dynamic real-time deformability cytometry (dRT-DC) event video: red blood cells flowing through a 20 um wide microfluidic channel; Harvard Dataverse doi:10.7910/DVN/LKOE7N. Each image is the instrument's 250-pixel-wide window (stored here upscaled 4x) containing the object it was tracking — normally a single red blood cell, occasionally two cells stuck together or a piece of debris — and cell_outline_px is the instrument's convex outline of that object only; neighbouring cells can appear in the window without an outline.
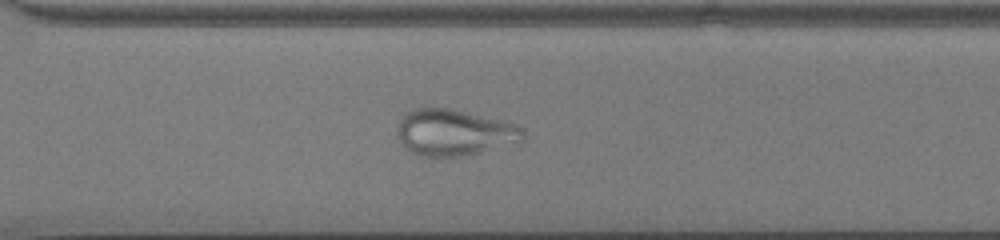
{"species": "common noctule bat (a hibernating species)", "species_latin": "Nyctalus noctula", "temperature_condition": "cold", "stored_images_in_passage": 55, "camera_frame_rate_fps": 3000, "um_per_image_px": 0.085, "animal": {"sex": "male", "body_mass_g": 13.0, "forearm_length_mm": 53.1}, "frame": {"image": 1, "passage_image": 40, "time_ms": 13.0, "image_size_px": [1000, 240], "cell_outline_px": [[524, 140], [460, 156], [420, 156], [404, 148], [396, 132], [396, 124], [412, 108], [452, 108], [516, 124], [524, 132]], "centroid_in_image_um": [38.54, 11.24], "position_along_channel_um": 332.1, "area_um2": 33.52}}